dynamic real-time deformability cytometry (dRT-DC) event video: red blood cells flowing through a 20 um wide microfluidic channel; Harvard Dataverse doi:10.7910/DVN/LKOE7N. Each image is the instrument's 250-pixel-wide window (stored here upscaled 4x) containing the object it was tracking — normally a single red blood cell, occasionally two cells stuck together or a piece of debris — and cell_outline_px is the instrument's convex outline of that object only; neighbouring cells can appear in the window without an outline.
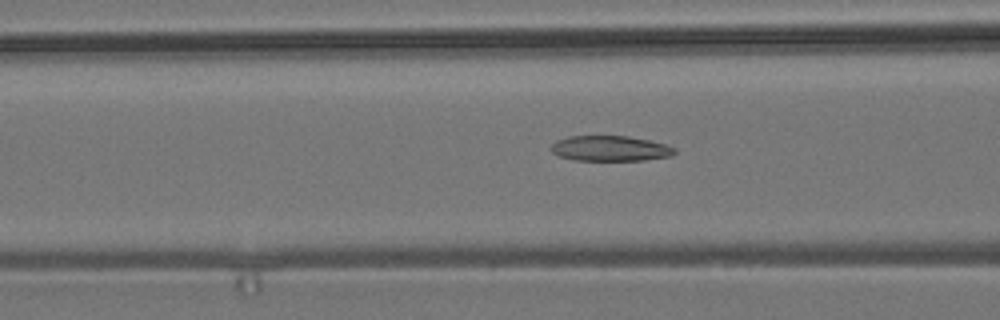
{"species": "common noctule bat (a hibernating species)", "species_latin": "Nyctalus noctula", "temperature_condition": "room temperature", "stored_images_in_passage": 49, "camera_frame_rate_fps": 3000, "um_per_image_px": 0.085, "animal": {"sex": "male", "body_mass_g": 19.2, "forearm_length_mm": 51.8}, "frame": {"image": 1, "passage_image": 16, "time_ms": 5.0, "image_size_px": [1000, 320], "cell_outline_px": [[676, 152], [672, 156], [644, 160], [572, 160], [560, 156], [552, 152], [552, 144], [556, 140], [568, 136], [628, 136], [668, 144], [676, 148]], "centroid_in_image_um": [51.9, 12.61], "position_along_channel_um": 114.7, "area_um2": 18.32}}
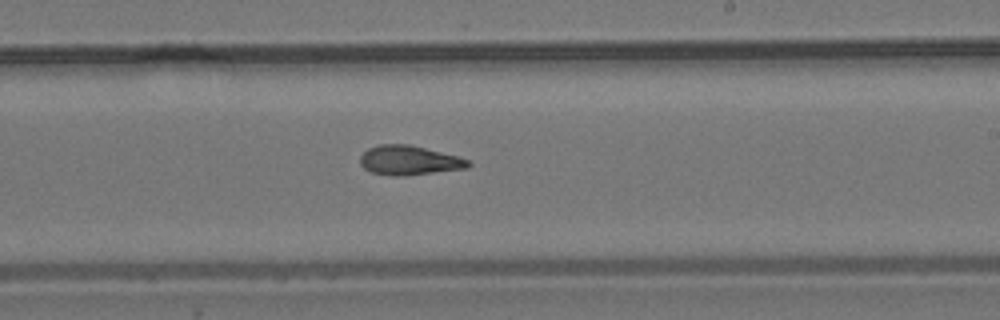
{"frame": {"image": 2, "passage_image": 27, "time_ms": 8.667, "image_size_px": [1000, 320], "cell_outline_px": [[472, 164], [468, 168], [404, 176], [392, 176], [372, 172], [364, 168], [360, 164], [360, 156], [368, 148], [380, 144], [408, 144], [460, 156], [468, 160]], "centroid_in_image_um": [34.79, 13.63], "position_along_channel_um": 254.2, "area_um2": 18.61}}
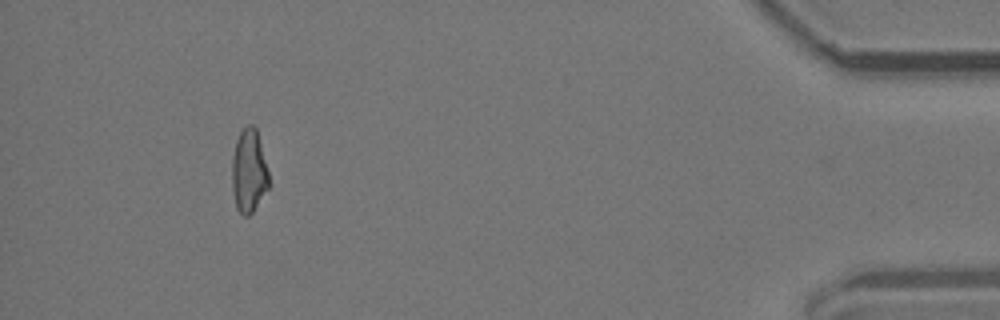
{"frame": {"image": 3, "passage_image": 45, "time_ms": 14.667, "image_size_px": [1000, 320], "cell_outline_px": [[268, 188], [252, 212], [248, 216], [244, 216], [236, 208], [232, 188], [232, 156], [236, 140], [240, 132], [248, 124], [252, 124], [256, 128], [268, 172]], "centroid_in_image_um": [21.13, 14.54], "position_along_channel_um": 414.1, "area_um2": 17.69}, "authors_computed_cell_mechanics": {"area_um2": 18.5538, "velocity_mm_per_s": 3.7977, "shape_relaxation_time_tau1_ms": null, "shape_relaxation_time_tau2_ms": 3.8677, "deformation_change_tau1": null, "deformation_change_tau2": 0.1365}}